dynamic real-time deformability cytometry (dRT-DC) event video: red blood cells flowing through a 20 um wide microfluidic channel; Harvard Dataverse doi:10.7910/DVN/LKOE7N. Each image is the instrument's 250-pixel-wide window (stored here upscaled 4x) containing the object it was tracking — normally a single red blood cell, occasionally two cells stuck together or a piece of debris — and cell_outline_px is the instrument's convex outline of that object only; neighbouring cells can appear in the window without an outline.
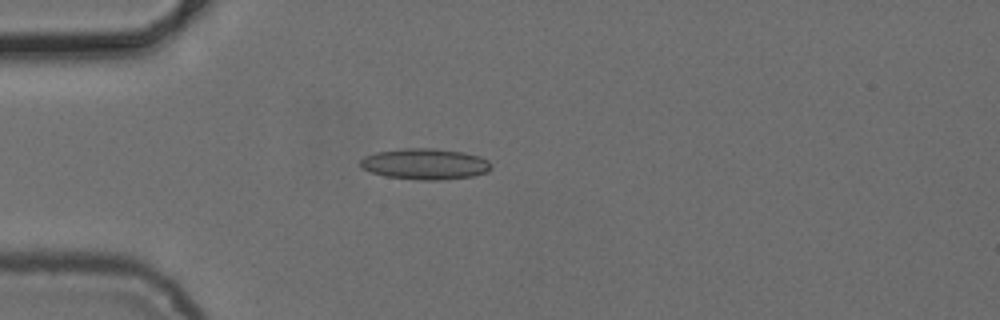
{"species": "common noctule bat (a hibernating species)", "species_latin": "Nyctalus noctula", "temperature_condition": "cold", "stored_images_in_passage": 5, "camera_frame_rate_fps": 3000, "um_per_image_px": 0.085, "animal": {"sex": "female", "body_mass_g": 24.6, "forearm_length_mm": 56.2}, "frame": {"image": 1, "passage_image": 5, "time_ms": 4.667, "image_size_px": [1000, 320], "cell_outline_px": [[492, 168], [488, 172], [472, 176], [440, 180], [420, 180], [384, 176], [360, 168], [360, 160], [364, 156], [376, 152], [400, 148], [432, 148], [464, 152], [480, 156], [488, 160], [492, 164]], "centroid_in_image_um": [36.13, 13.93], "position_along_channel_um": 48.9, "area_um2": 23.87}}